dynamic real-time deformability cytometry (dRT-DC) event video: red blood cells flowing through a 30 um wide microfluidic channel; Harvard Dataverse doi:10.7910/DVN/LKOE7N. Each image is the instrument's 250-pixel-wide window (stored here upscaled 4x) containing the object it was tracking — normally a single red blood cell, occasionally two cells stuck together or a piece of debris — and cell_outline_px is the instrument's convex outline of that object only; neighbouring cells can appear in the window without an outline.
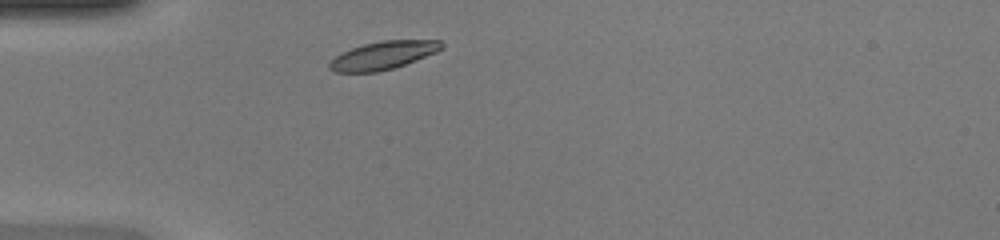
{"species": "common noctule bat (a hibernating species)", "species_latin": "Nyctalus noctula", "temperature_condition": "warm", "stored_images_in_passage": 35, "camera_frame_rate_fps": 3000, "um_per_image_px": 0.085, "animal": {"sex": "female", "body_mass_g": 20.0, "forearm_length_mm": 54.0}, "frame": {"image": 1, "passage_image": 1, "time_ms": 0.0, "image_size_px": [1000, 240], "cell_outline_px": [[444, 48], [436, 52], [416, 60], [392, 68], [376, 72], [336, 72], [328, 68], [328, 64], [340, 52], [364, 44], [380, 40], [440, 40], [444, 44]], "centroid_in_image_um": [32.57, 4.69], "position_along_channel_um": 52.4, "area_um2": 18.26}}
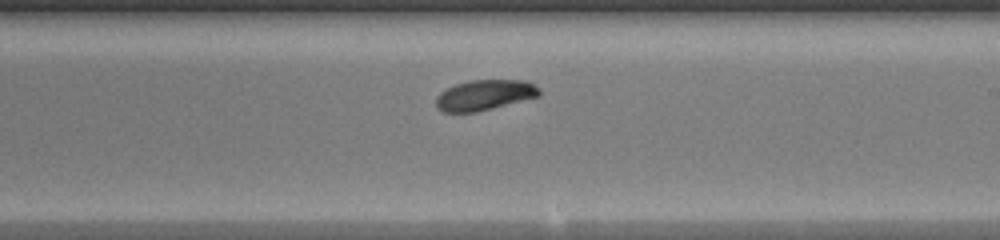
{"frame": {"image": 2, "passage_image": 16, "time_ms": 5.0, "image_size_px": [1000, 240], "cell_outline_px": [[540, 96], [476, 112], [444, 112], [436, 108], [436, 96], [440, 92], [456, 84], [468, 80], [528, 80], [540, 88]], "centroid_in_image_um": [41.2, 8.07], "position_along_channel_um": 247.8, "area_um2": 18.38}}
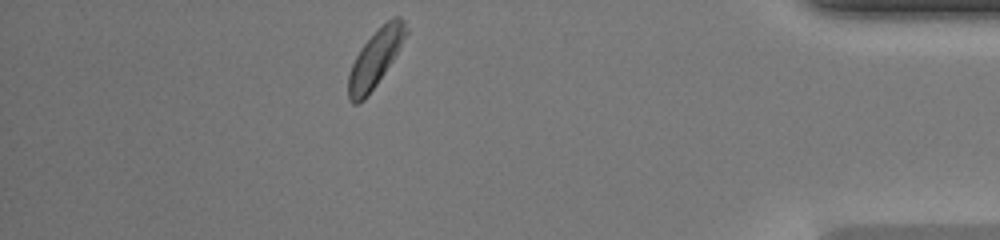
{"frame": {"image": 3, "passage_image": 30, "time_ms": 9.667, "image_size_px": [1000, 240], "cell_outline_px": [[408, 32], [392, 60], [368, 96], [360, 104], [352, 104], [348, 100], [348, 76], [352, 64], [360, 48], [392, 16], [400, 16], [404, 20], [408, 28]], "centroid_in_image_um": [31.88, 5.0], "position_along_channel_um": 403.3, "area_um2": 18.79}, "authors_computed_cell_mechanics": {"area_um2": 18.7272, "velocity_mm_per_s": 4.1902, "shape_relaxation_time_tau1_ms": 1.2988, "shape_relaxation_time_tau2_ms": null, "deformation_change_tau1": 0.0911, "deformation_change_tau2": null}}